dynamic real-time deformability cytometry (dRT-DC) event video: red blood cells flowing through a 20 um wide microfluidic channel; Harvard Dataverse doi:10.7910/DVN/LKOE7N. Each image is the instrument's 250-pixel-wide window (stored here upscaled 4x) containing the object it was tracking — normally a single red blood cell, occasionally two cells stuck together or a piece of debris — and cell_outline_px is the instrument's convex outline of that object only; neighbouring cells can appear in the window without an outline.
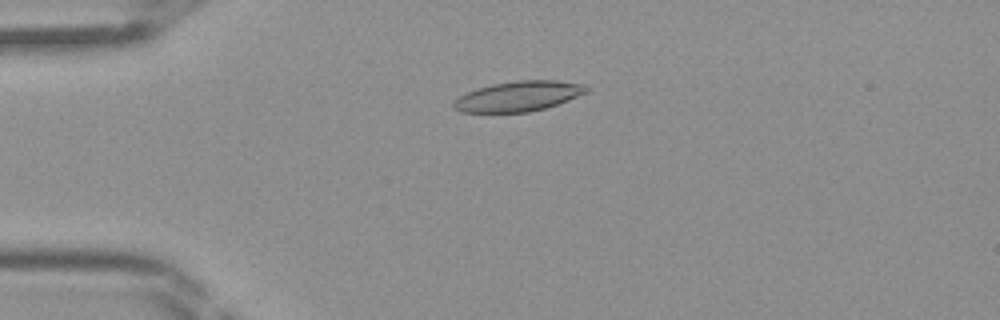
{"species": "Egyptian fruit bat (a non-hibernating species)", "species_latin": "Rousettus aegyptiacus", "temperature_condition": "room temperature", "stored_images_in_passage": 44, "camera_frame_rate_fps": 3000, "um_per_image_px": 0.085, "frame": {"image": 1, "passage_image": 11, "time_ms": 3.333, "image_size_px": [1000, 320], "cell_outline_px": [[592, 88], [588, 92], [556, 104], [544, 108], [528, 112], [460, 112], [452, 108], [452, 104], [460, 96], [476, 88], [492, 84], [516, 80], [556, 80], [588, 84]], "centroid_in_image_um": [44.1, 8.16], "position_along_channel_um": 40.9, "area_um2": 23.41}}
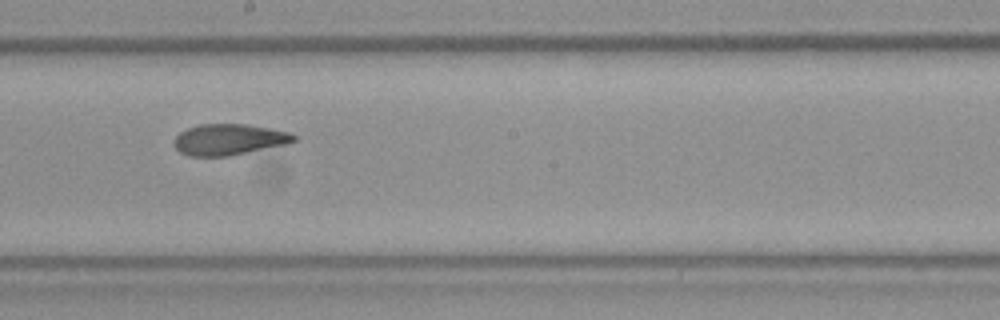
{"frame": {"image": 2, "passage_image": 25, "time_ms": 8.0, "image_size_px": [1000, 320], "cell_outline_px": [[296, 140], [288, 144], [228, 156], [188, 156], [180, 152], [172, 144], [172, 140], [180, 132], [188, 128], [200, 124], [248, 124], [288, 132], [296, 136]], "centroid_in_image_um": [19.43, 11.86], "position_along_channel_um": 228.8, "area_um2": 21.73}}
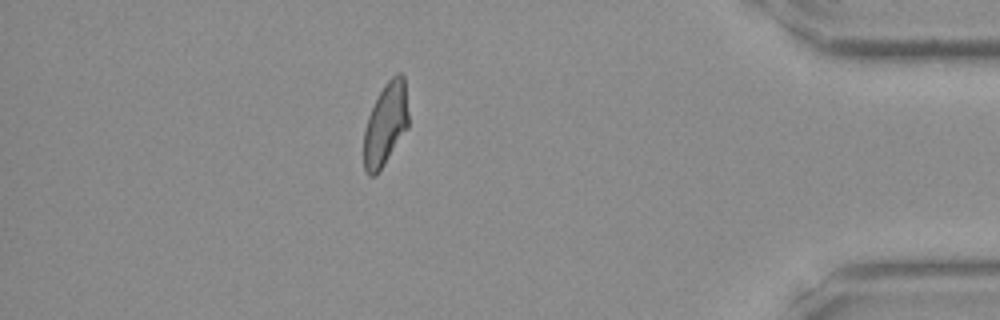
{"frame": {"image": 3, "passage_image": 39, "time_ms": 12.667, "image_size_px": [1000, 320], "cell_outline_px": [[408, 128], [376, 176], [368, 176], [364, 168], [364, 132], [368, 116], [384, 84], [396, 72], [400, 72], [404, 76], [408, 112]], "centroid_in_image_um": [32.78, 10.55], "position_along_channel_um": 402.4, "area_um2": 21.44}}